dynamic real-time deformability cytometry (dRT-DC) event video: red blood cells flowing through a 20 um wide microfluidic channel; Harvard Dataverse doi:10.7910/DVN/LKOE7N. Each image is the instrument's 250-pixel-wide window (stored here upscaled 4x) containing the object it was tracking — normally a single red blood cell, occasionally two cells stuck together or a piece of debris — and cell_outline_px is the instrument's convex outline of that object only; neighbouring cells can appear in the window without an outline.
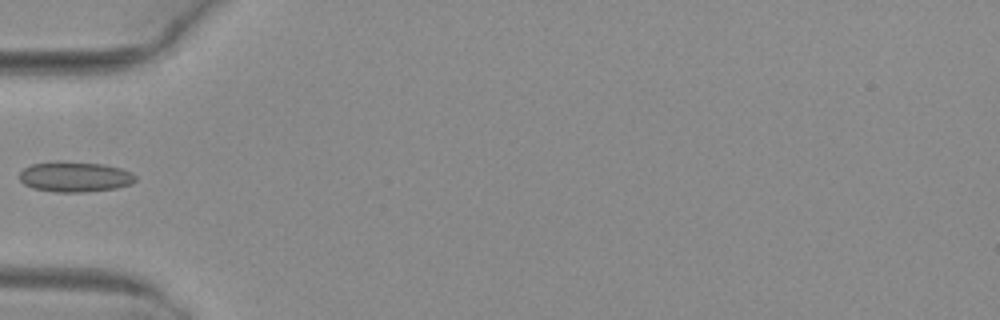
{"species": "common noctule bat (a hibernating species)", "species_latin": "Nyctalus noctula", "temperature_condition": "warm", "stored_images_in_passage": 6, "camera_frame_rate_fps": 3000, "um_per_image_px": 0.085, "animal": {"sex": "female", "body_mass_g": 29.2, "forearm_length_mm": 56.3}, "frame": {"image": 1, "passage_image": 6, "time_ms": 1.667, "image_size_px": [1000, 320], "cell_outline_px": [[136, 180], [132, 184], [116, 188], [84, 192], [56, 192], [32, 188], [24, 184], [20, 180], [20, 172], [24, 168], [32, 164], [52, 160], [56, 160], [104, 164], [120, 168], [132, 172], [136, 176]], "centroid_in_image_um": [6.36, 15.01], "position_along_channel_um": 78.6, "area_um2": 20.81}}